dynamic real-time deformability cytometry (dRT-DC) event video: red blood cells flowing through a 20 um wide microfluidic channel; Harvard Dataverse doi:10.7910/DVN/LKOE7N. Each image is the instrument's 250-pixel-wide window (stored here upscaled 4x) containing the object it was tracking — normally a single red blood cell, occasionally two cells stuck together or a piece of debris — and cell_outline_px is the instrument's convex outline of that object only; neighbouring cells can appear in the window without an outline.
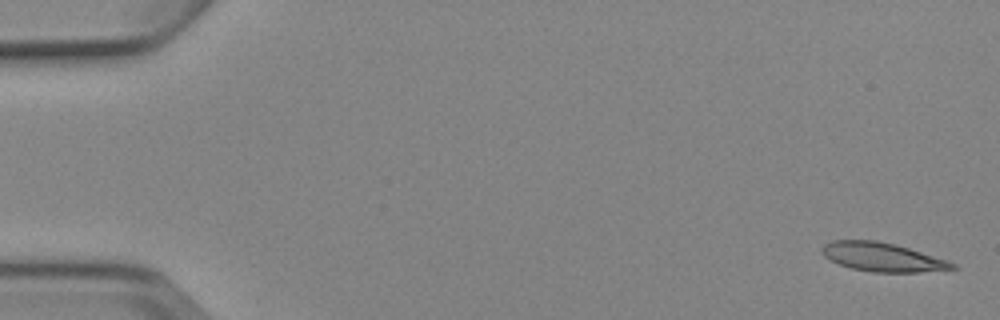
{"species": "Egyptian fruit bat (a non-hibernating species)", "species_latin": "Rousettus aegyptiacus", "temperature_condition": "cold", "stored_images_in_passage": 5, "camera_frame_rate_fps": 3000, "um_per_image_px": 0.085, "animal": {"sex": "female"}, "frame": {"image": 1, "passage_image": 1, "time_ms": 0.0, "image_size_px": [1000, 320], "cell_outline_px": [[960, 268], [920, 272], [872, 272], [852, 268], [840, 264], [824, 256], [820, 252], [820, 248], [824, 244], [832, 240], [876, 240], [896, 244], [948, 260], [956, 264]], "centroid_in_image_um": [75.01, 21.84], "position_along_channel_um": 10.0, "area_um2": 21.96}}
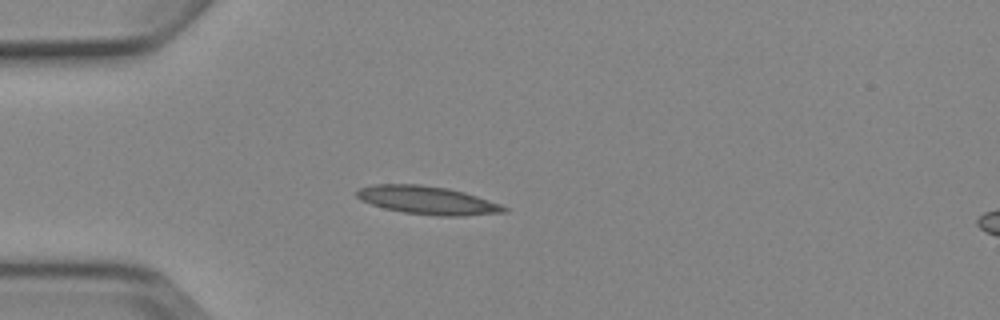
{"frame": {"image": 2, "passage_image": 5, "time_ms": 4.333, "image_size_px": [1000, 320], "cell_outline_px": [[508, 212], [464, 216], [436, 216], [404, 212], [384, 208], [360, 200], [356, 196], [356, 192], [360, 188], [372, 184], [420, 184], [448, 188], [464, 192], [500, 204], [508, 208]], "centroid_in_image_um": [36.34, 17.02], "position_along_channel_um": 48.7, "area_um2": 24.22}}